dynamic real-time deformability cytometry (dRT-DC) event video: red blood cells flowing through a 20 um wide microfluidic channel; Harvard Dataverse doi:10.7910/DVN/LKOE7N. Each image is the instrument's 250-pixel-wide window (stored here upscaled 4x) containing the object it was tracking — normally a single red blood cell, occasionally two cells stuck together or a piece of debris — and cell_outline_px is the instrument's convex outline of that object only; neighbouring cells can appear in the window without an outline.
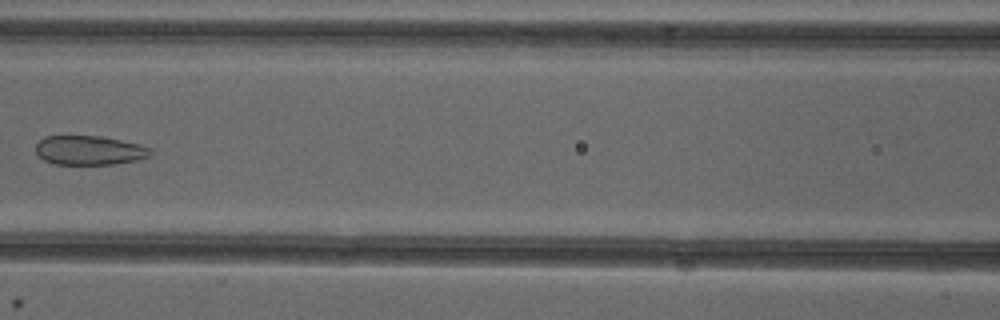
{"species": "common noctule bat (a hibernating species)", "species_latin": "Nyctalus noctula", "temperature_condition": "cold", "stored_images_in_passage": 7, "camera_frame_rate_fps": 3000, "um_per_image_px": 0.085, "animal": {"sex": "female"}, "frame": {"image": 1, "passage_image": 6, "time_ms": 7.0, "image_size_px": [1000, 320], "cell_outline_px": [[152, 152], [148, 156], [136, 160], [112, 164], [52, 164], [44, 160], [36, 152], [36, 144], [44, 136], [100, 136], [140, 144], [148, 148]], "centroid_in_image_um": [7.55, 12.77], "position_along_channel_um": 159.0, "area_um2": 19.36}}
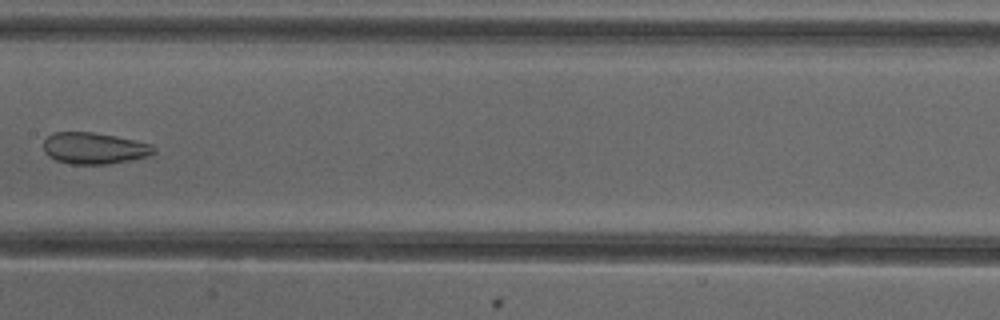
{"frame": {"image": 2, "passage_image": 7, "time_ms": 8.0, "image_size_px": [1000, 320], "cell_outline_px": [[156, 152], [148, 156], [108, 164], [72, 164], [56, 160], [48, 156], [44, 152], [44, 140], [52, 132], [92, 132], [152, 144], [156, 148]], "centroid_in_image_um": [7.98, 12.6], "position_along_channel_um": 199.4, "area_um2": 20.06}}